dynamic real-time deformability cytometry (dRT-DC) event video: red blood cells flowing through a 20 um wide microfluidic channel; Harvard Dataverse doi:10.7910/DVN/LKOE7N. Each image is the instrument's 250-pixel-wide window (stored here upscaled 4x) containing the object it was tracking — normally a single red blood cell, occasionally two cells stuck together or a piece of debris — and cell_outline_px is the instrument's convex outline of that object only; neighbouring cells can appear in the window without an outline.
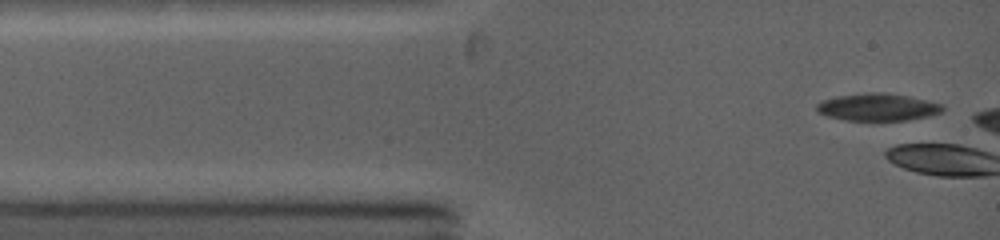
{"species": "common noctule bat (a hibernating species)", "species_latin": "Nyctalus noctula", "temperature_condition": "warm", "stored_images_in_passage": 1, "camera_frame_rate_fps": 5000, "um_per_image_px": 0.085, "animal": {"sex": "female", "body_mass_g": 19.0, "forearm_length_mm": 53.3}, "frame": {"image": 1, "passage_image": 1, "time_ms": 0.0, "image_size_px": [1000, 240], "cell_outline_px": [[944, 108], [940, 112], [928, 116], [908, 120], [844, 120], [828, 116], [816, 112], [816, 104], [824, 100], [836, 96], [868, 92], [888, 92], [928, 100], [944, 104]], "centroid_in_image_um": [74.61, 9.09], "position_along_channel_um": 10.4, "area_um2": 20.17}}